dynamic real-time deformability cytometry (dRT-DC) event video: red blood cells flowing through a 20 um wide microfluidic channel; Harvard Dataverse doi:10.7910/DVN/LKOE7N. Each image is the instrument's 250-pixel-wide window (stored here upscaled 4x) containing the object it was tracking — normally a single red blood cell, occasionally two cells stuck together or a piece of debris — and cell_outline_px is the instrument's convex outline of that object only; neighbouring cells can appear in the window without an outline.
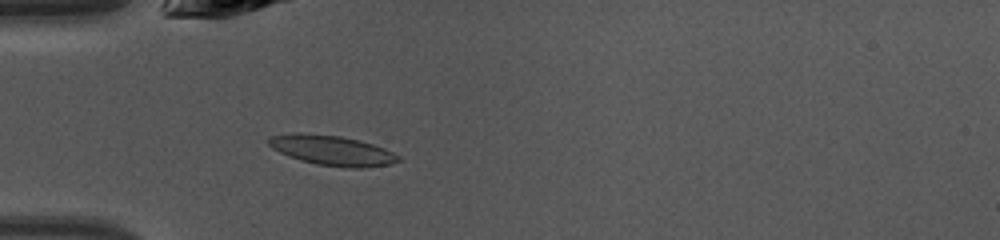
{"species": "common noctule bat (a hibernating species)", "species_latin": "Nyctalus noctula", "temperature_condition": "warm", "stored_images_in_passage": 31, "camera_frame_rate_fps": 3000, "um_per_image_px": 0.085, "animal": {"sex": "female", "body_mass_g": 10.0, "forearm_length_mm": 53.1}, "frame": {"image": 1, "passage_image": 2, "time_ms": 0.333, "image_size_px": [1000, 240], "cell_outline_px": [[400, 160], [392, 164], [360, 168], [348, 168], [316, 164], [300, 160], [288, 156], [272, 148], [268, 144], [268, 136], [296, 132], [300, 132], [340, 136], [372, 144], [384, 148], [400, 156]], "centroid_in_image_um": [28.19, 12.78], "position_along_channel_um": 56.8, "area_um2": 22.66}}
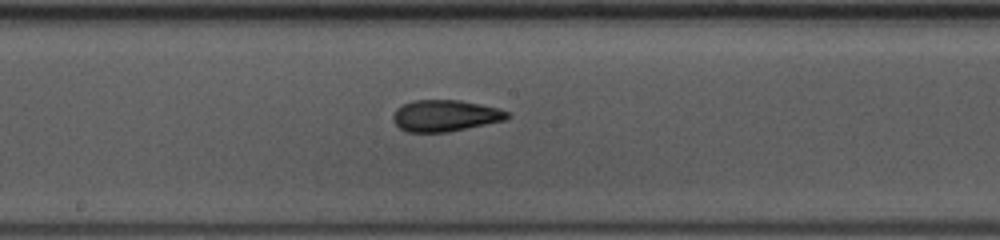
{"frame": {"image": 2, "passage_image": 13, "time_ms": 4.0, "image_size_px": [1000, 240], "cell_outline_px": [[512, 116], [504, 120], [448, 132], [408, 132], [400, 128], [392, 120], [392, 116], [396, 108], [412, 100], [460, 100], [500, 108], [508, 112]], "centroid_in_image_um": [37.83, 9.83], "position_along_channel_um": 210.4, "area_um2": 20.98}}
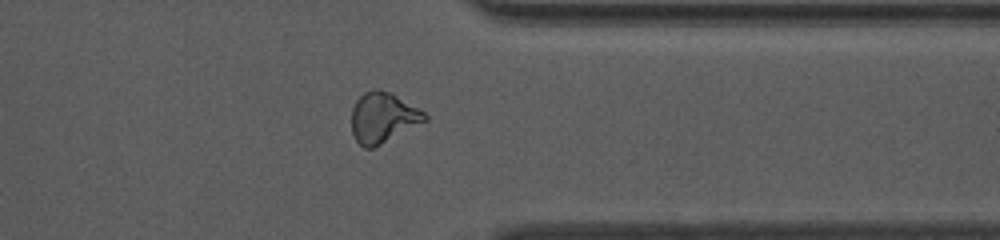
{"frame": {"image": 3, "passage_image": 25, "time_ms": 8.0, "image_size_px": [1000, 240], "cell_outline_px": [[428, 120], [372, 148], [364, 148], [356, 140], [352, 132], [352, 108], [356, 100], [364, 92], [372, 88], [380, 88], [396, 96], [424, 112], [428, 116]], "centroid_in_image_um": [32.53, 9.98], "position_along_channel_um": 378.9, "area_um2": 21.21}}